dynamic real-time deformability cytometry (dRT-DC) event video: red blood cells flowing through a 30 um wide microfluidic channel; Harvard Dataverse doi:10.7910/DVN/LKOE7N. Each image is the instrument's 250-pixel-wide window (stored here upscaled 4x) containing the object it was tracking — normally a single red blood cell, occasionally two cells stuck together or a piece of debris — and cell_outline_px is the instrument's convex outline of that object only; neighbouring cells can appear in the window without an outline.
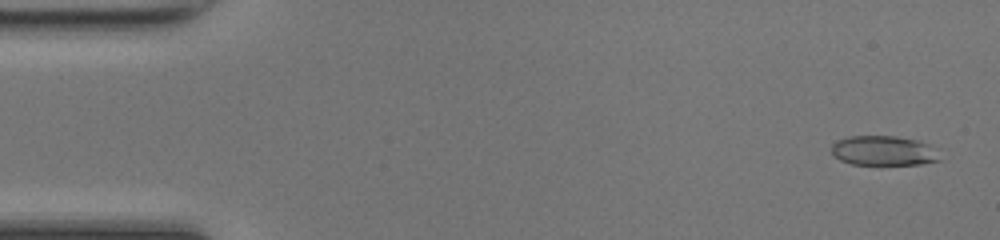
{"species": "common noctule bat (a hibernating species)", "species_latin": "Nyctalus noctula", "temperature_condition": "room temperature", "stored_images_in_passage": 48, "camera_frame_rate_fps": 3000, "um_per_image_px": 0.085, "animal": {"sex": "female", "body_mass_g": 17.0, "forearm_length_mm": 48.0}, "frame": {"image": 1, "passage_image": 2, "time_ms": 0.333, "image_size_px": [1000, 240], "cell_outline_px": [[940, 160], [920, 164], [852, 164], [840, 160], [832, 152], [832, 144], [836, 140], [848, 136], [896, 136], [916, 140], [940, 148]], "centroid_in_image_um": [75.16, 12.8], "position_along_channel_um": 9.8, "area_um2": 18.9}}
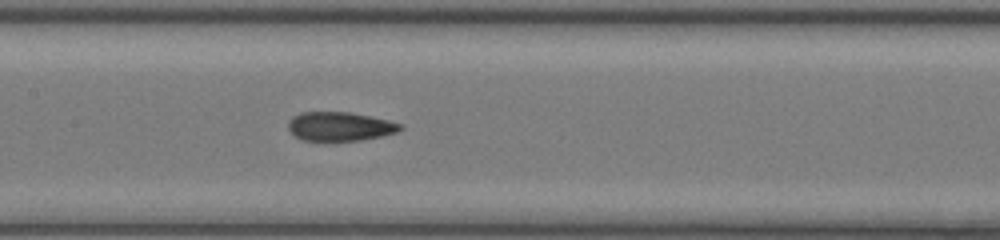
{"frame": {"image": 2, "passage_image": 23, "time_ms": 7.333, "image_size_px": [1000, 240], "cell_outline_px": [[404, 128], [400, 132], [360, 140], [304, 140], [296, 136], [288, 128], [288, 120], [292, 116], [300, 112], [352, 112], [388, 120], [404, 124]], "centroid_in_image_um": [28.93, 10.73], "position_along_channel_um": 178.5, "area_um2": 18.96}}
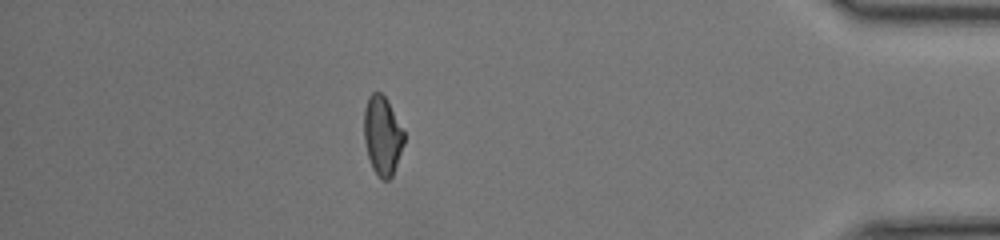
{"frame": {"image": 3, "passage_image": 42, "time_ms": 13.667, "image_size_px": [1000, 240], "cell_outline_px": [[404, 144], [392, 176], [388, 180], [380, 180], [372, 168], [368, 156], [364, 140], [364, 108], [368, 96], [372, 92], [380, 92], [388, 100], [404, 132]], "centroid_in_image_um": [32.49, 11.52], "position_along_channel_um": 402.7, "area_um2": 18.5}, "authors_computed_cell_mechanics": {"area_um2": 19.1318, "velocity_mm_per_s": 4.3086, "shape_relaxation_time_tau1_ms": null, "shape_relaxation_time_tau2_ms": 2.0014, "deformation_change_tau1": null, "deformation_change_tau2": 0.0729}}